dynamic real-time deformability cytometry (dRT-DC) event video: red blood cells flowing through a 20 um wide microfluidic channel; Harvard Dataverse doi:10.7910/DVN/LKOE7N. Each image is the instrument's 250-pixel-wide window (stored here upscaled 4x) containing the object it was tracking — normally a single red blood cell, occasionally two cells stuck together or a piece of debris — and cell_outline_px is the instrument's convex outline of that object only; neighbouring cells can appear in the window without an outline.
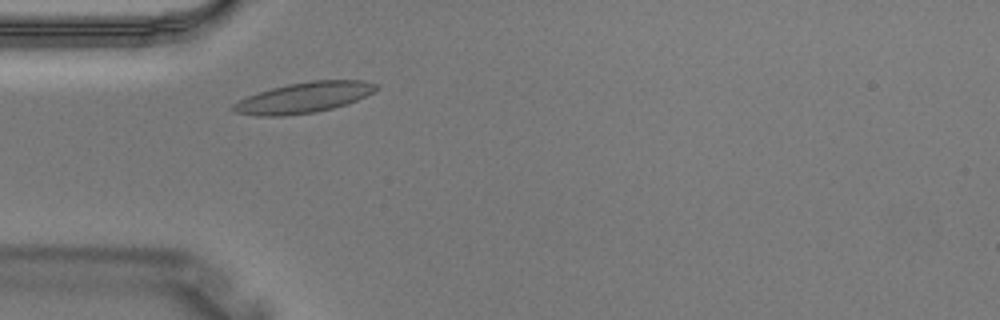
{"species": "Egyptian fruit bat (a non-hibernating species)", "species_latin": "Rousettus aegyptiacus", "temperature_condition": "warm", "stored_images_in_passage": 4, "camera_frame_rate_fps": 3000, "um_per_image_px": 0.085, "animal": {"sex": "male"}, "frame": {"image": 1, "passage_image": 4, "time_ms": 1.0, "image_size_px": [1000, 320], "cell_outline_px": [[380, 88], [356, 100], [332, 108], [316, 112], [284, 116], [260, 116], [236, 112], [228, 108], [236, 100], [272, 88], [288, 84], [312, 80], [364, 80], [380, 84]], "centroid_in_image_um": [25.81, 8.29], "position_along_channel_um": 59.2, "area_um2": 25.49}}